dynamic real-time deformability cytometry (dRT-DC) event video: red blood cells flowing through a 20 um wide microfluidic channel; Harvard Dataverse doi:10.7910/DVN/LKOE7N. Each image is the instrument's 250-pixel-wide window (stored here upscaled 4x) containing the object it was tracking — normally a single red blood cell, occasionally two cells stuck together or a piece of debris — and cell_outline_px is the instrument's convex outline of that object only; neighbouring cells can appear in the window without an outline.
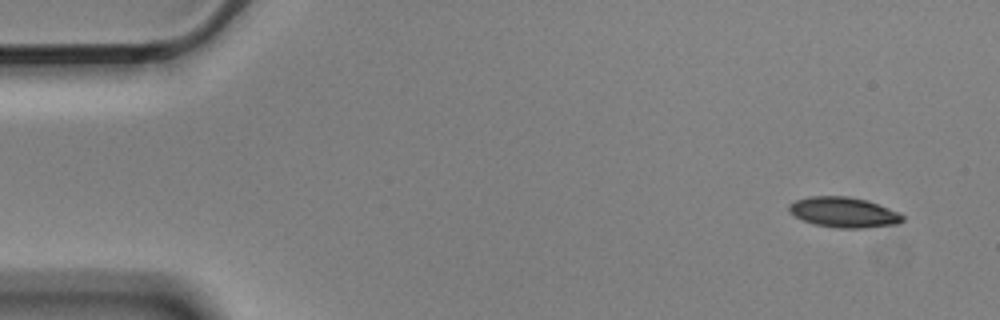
{"species": "Egyptian fruit bat (a non-hibernating species)", "species_latin": "Rousettus aegyptiacus", "temperature_condition": "cold", "stored_images_in_passage": 8, "camera_frame_rate_fps": 3000, "um_per_image_px": 0.085, "animal": {"sex": "male"}, "frame": {"image": 1, "passage_image": 1, "time_ms": 0.0, "image_size_px": [1000, 320], "cell_outline_px": [[904, 220], [900, 224], [864, 228], [836, 228], [812, 224], [788, 212], [788, 204], [796, 200], [808, 196], [848, 196], [868, 200], [900, 212], [904, 216]], "centroid_in_image_um": [71.74, 18.04], "position_along_channel_um": 13.3, "area_um2": 20.4}}
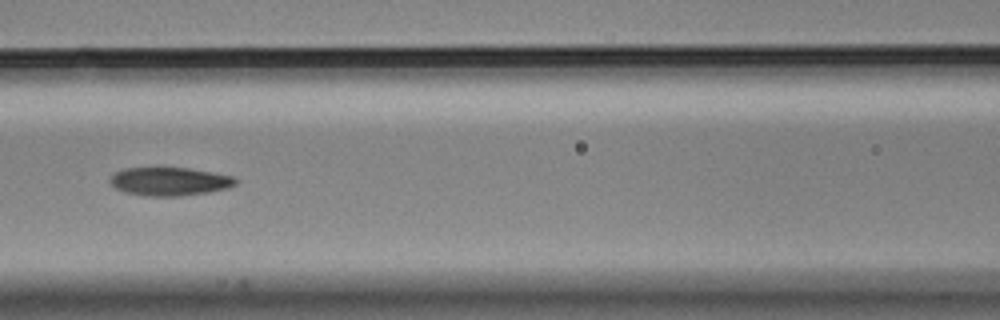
{"frame": {"image": 2, "passage_image": 7, "time_ms": 2.0, "image_size_px": [1000, 320], "cell_outline_px": [[236, 184], [228, 188], [208, 192], [180, 196], [144, 196], [124, 192], [116, 188], [108, 180], [116, 172], [124, 168], [188, 168], [212, 172], [232, 176], [236, 180]], "centroid_in_image_um": [14.4, 15.43], "position_along_channel_um": 152.2, "area_um2": 20.63}}
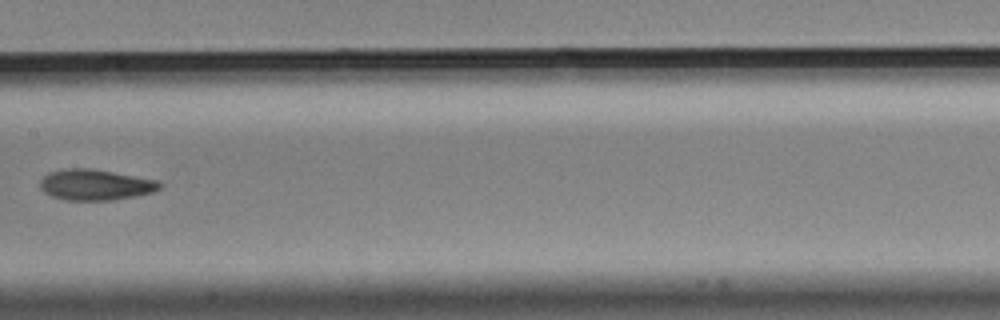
{"frame": {"image": 3, "passage_image": 8, "time_ms": 2.333, "image_size_px": [1000, 320], "cell_outline_px": [[164, 184], [160, 188], [152, 192], [112, 200], [64, 200], [52, 196], [44, 192], [40, 188], [40, 180], [48, 172], [68, 168], [92, 168], [156, 180]], "centroid_in_image_um": [8.07, 15.7], "position_along_channel_um": 199.3, "area_um2": 21.39}}